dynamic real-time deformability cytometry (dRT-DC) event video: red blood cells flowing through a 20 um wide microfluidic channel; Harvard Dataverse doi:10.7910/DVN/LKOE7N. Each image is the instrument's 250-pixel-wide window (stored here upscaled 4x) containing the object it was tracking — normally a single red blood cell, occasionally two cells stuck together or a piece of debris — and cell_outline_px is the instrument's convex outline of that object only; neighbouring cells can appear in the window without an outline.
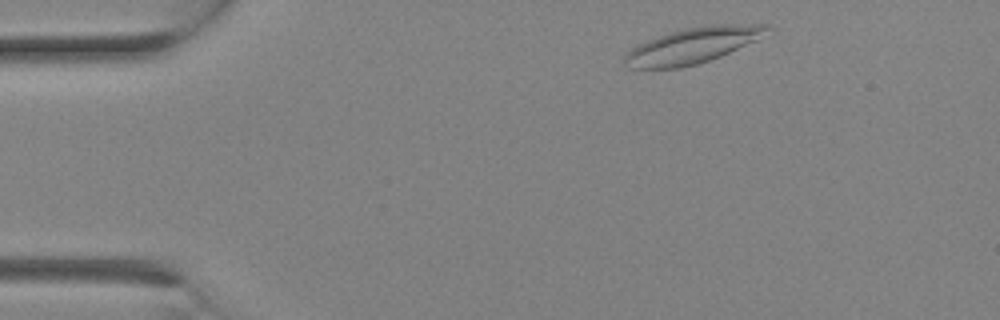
{"species": "Egyptian fruit bat (a non-hibernating species)", "species_latin": "Rousettus aegyptiacus", "temperature_condition": "room temperature", "stored_images_in_passage": 14, "camera_frame_rate_fps": 3000, "um_per_image_px": 0.085, "animal": {"sex": "female"}, "frame": {"image": 1, "passage_image": 1, "time_ms": 0.0, "image_size_px": [1000, 320], "cell_outline_px": [[772, 28], [756, 40], [720, 56], [696, 64], [680, 68], [628, 68], [624, 64], [624, 56], [632, 48], [648, 40], [672, 32], [688, 28], [712, 24], [768, 24]], "centroid_in_image_um": [58.89, 3.87], "position_along_channel_um": 26.1, "area_um2": 29.13}}
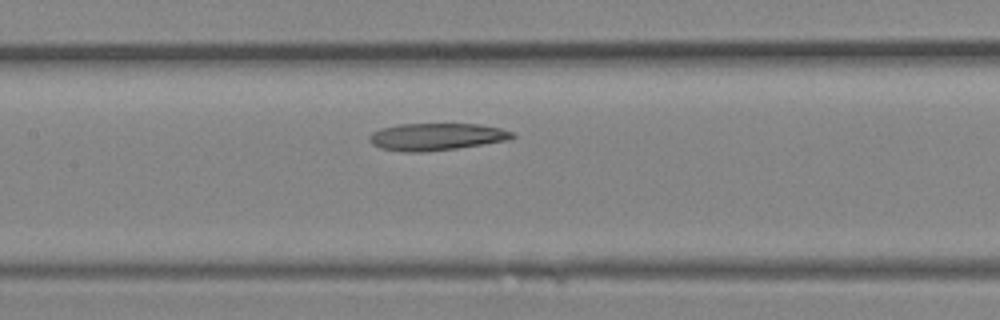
{"frame": {"image": 2, "passage_image": 9, "time_ms": 2.667, "image_size_px": [1000, 320], "cell_outline_px": [[516, 136], [508, 140], [456, 148], [424, 152], [400, 152], [380, 148], [372, 144], [368, 140], [368, 136], [372, 132], [380, 128], [400, 124], [480, 124], [500, 128], [512, 132]], "centroid_in_image_um": [37.04, 11.62], "position_along_channel_um": 170.4, "area_um2": 22.72}}
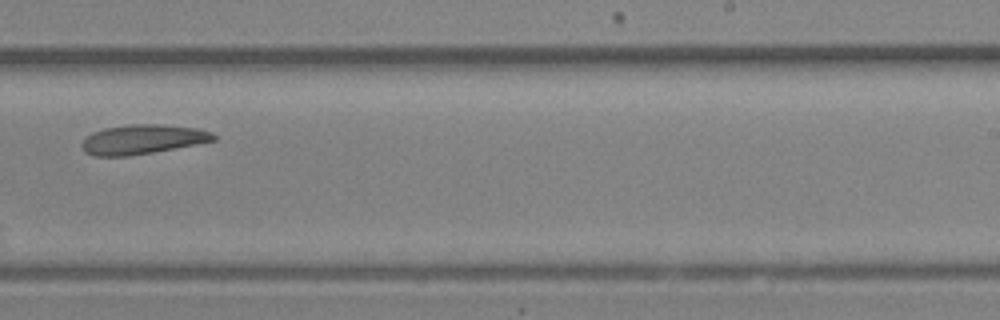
{"frame": {"image": 3, "passage_image": 13, "time_ms": 4.0, "image_size_px": [1000, 320], "cell_outline_px": [[216, 140], [196, 144], [152, 152], [128, 156], [92, 156], [84, 152], [80, 144], [84, 136], [92, 132], [104, 128], [128, 124], [156, 124], [200, 128], [212, 132], [216, 136]], "centroid_in_image_um": [12.06, 11.84], "position_along_channel_um": 276.9, "area_um2": 22.83}}